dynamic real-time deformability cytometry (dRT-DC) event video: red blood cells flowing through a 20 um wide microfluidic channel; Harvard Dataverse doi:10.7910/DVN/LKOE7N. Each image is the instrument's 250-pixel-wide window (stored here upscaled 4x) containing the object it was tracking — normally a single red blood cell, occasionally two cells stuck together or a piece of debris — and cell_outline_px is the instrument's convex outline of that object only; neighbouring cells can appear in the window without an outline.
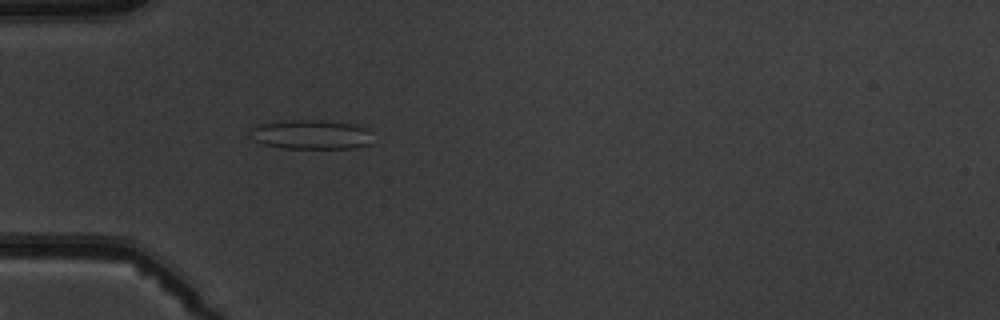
{"species": "common noctule bat (a hibernating species)", "species_latin": "Nyctalus noctula", "temperature_condition": "warm", "stored_images_in_passage": 2, "camera_frame_rate_fps": 3000, "um_per_image_px": 0.085, "animal": {"sex": "male", "body_mass_g": 19.5, "forearm_length_mm": 54.6}, "frame": {"image": 1, "passage_image": 2, "time_ms": 2.0, "image_size_px": [1000, 320], "cell_outline_px": [[372, 144], [352, 148], [284, 148], [264, 144], [256, 140], [248, 128], [260, 124], [284, 120], [320, 120], [356, 124], [368, 128]], "centroid_in_image_um": [26.48, 11.42], "position_along_channel_um": 58.5, "area_um2": 20.98}}